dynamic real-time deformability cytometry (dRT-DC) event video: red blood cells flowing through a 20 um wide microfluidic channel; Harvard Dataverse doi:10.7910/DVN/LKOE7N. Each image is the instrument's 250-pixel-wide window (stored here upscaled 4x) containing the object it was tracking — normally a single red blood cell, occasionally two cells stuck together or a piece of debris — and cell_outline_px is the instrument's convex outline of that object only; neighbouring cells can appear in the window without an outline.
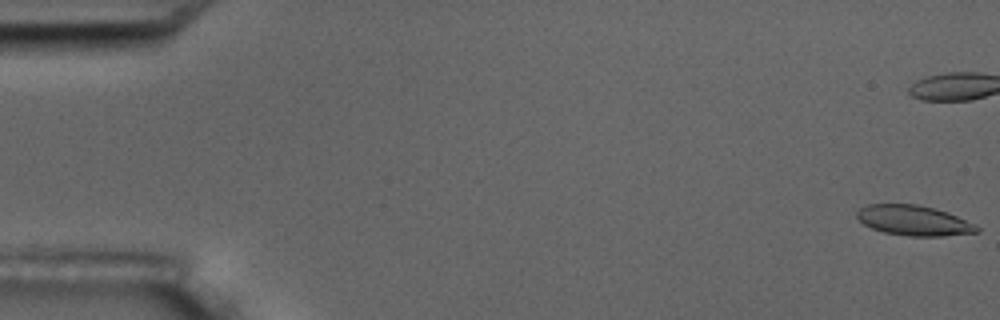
{"species": "common noctule bat (a hibernating species)", "species_latin": "Nyctalus noctula", "temperature_condition": "room temperature", "stored_images_in_passage": 18, "camera_frame_rate_fps": 3000, "um_per_image_px": 0.085, "animal": {"sex": "male", "body_mass_g": 17.5, "forearm_length_mm": 52.3}, "frame": {"image": 1, "passage_image": 1, "time_ms": 0.0, "image_size_px": [1000, 320], "cell_outline_px": [[980, 232], [944, 236], [908, 236], [884, 232], [872, 228], [864, 224], [856, 216], [856, 212], [860, 208], [868, 204], [916, 204], [948, 212], [976, 224], [980, 228]], "centroid_in_image_um": [77.7, 18.74], "position_along_channel_um": 7.3, "area_um2": 21.1}}
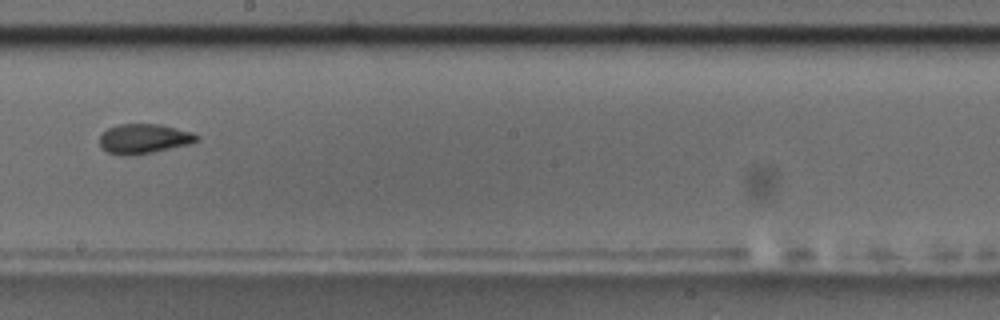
{"frame": {"image": 2, "passage_image": 11, "time_ms": 11.333, "image_size_px": [1000, 320], "cell_outline_px": [[200, 140], [188, 144], [152, 152], [132, 156], [128, 156], [108, 152], [100, 148], [100, 136], [108, 128], [120, 124], [160, 124], [192, 132], [200, 136]], "centroid_in_image_um": [12.24, 11.79], "position_along_channel_um": 236.0, "area_um2": 16.76}, "authors_computed_cell_mechanics": {"area_um2": 21.3282, "velocity_mm_per_s": 3.514, "shape_relaxation_time_tau1_ms": 4.7516, "shape_relaxation_time_tau2_ms": 4.4845, "deformation_change_tau1": 0.1498, "deformation_change_tau2": 0.0561}}